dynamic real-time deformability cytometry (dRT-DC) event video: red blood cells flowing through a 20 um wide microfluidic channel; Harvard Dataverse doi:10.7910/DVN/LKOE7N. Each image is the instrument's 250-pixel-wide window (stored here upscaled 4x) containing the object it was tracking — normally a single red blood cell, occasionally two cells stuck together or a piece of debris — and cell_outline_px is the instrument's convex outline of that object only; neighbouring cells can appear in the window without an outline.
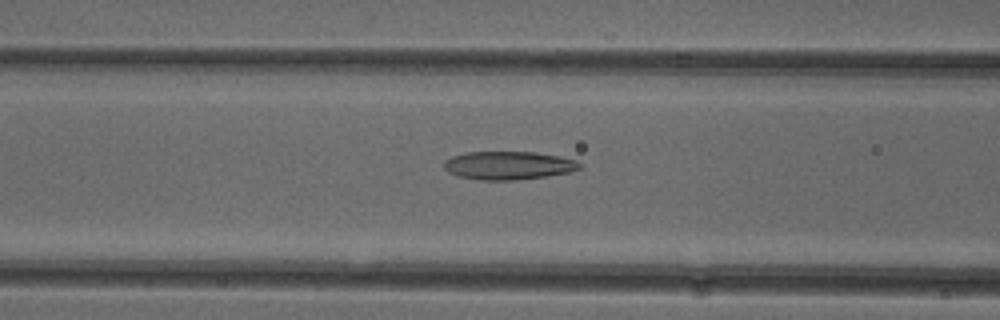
{"species": "common noctule bat (a hibernating species)", "species_latin": "Nyctalus noctula", "temperature_condition": "cold", "stored_images_in_passage": 37, "camera_frame_rate_fps": 3000, "um_per_image_px": 0.085, "animal": {"sex": "female"}, "frame": {"image": 1, "passage_image": 6, "time_ms": 1.667, "image_size_px": [1000, 320], "cell_outline_px": [[584, 164], [580, 168], [572, 172], [516, 180], [480, 180], [456, 176], [448, 172], [444, 168], [444, 160], [452, 156], [468, 152], [536, 152], [560, 156], [576, 160]], "centroid_in_image_um": [43.23, 14.06], "position_along_channel_um": 123.4, "area_um2": 22.54}}
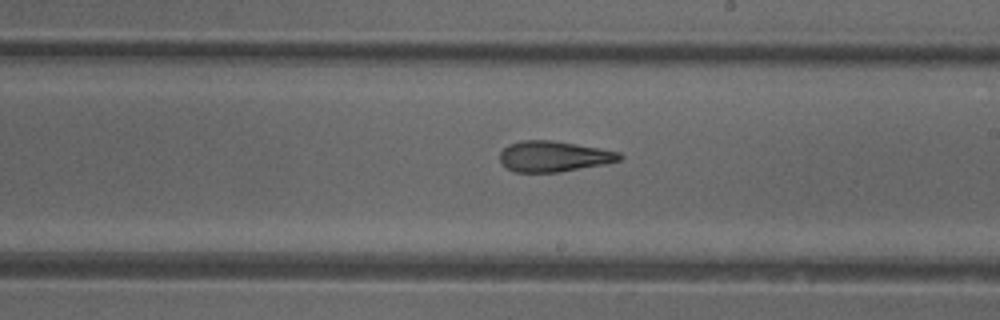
{"frame": {"image": 2, "passage_image": 15, "time_ms": 4.667, "image_size_px": [1000, 320], "cell_outline_px": [[624, 156], [620, 160], [604, 164], [560, 172], [516, 172], [508, 168], [500, 160], [500, 152], [508, 144], [520, 140], [552, 140], [600, 148], [620, 152]], "centroid_in_image_um": [47.08, 13.28], "position_along_channel_um": 241.9, "area_um2": 21.39}}
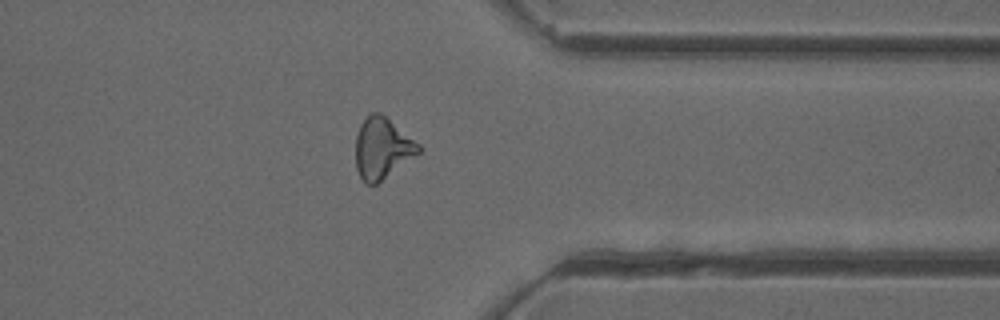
{"frame": {"image": 3, "passage_image": 26, "time_ms": 8.333, "image_size_px": [1000, 320], "cell_outline_px": [[420, 152], [376, 184], [368, 184], [360, 176], [356, 168], [356, 136], [360, 124], [368, 112], [380, 112], [420, 144]], "centroid_in_image_um": [32.47, 12.56], "position_along_channel_um": 378.9, "area_um2": 22.14}, "authors_computed_cell_mechanics": {"area_um2": 22.1374, "velocity_mm_per_s": 3.9439, "shape_relaxation_time_tau1_ms": 9.1942, "shape_relaxation_time_tau2_ms": 2.5411, "deformation_change_tau1": 0.2096, "deformation_change_tau2": 0.1131}}